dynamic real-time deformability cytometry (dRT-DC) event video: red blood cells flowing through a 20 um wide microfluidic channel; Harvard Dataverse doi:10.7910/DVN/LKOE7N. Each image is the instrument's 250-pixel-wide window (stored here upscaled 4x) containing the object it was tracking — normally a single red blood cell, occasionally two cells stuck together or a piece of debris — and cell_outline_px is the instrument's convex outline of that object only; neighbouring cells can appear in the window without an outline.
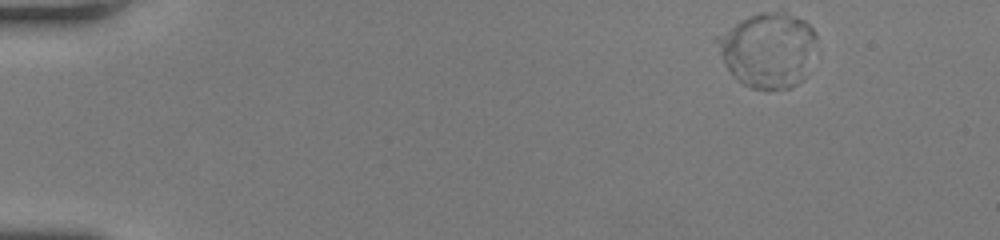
{"species": "human", "species_latin": "Homo sapiens", "temperature_condition": "room temperature", "stored_images_in_passage": 46, "camera_frame_rate_fps": 3000, "um_per_image_px": 0.085, "donor": {"sex": "female"}, "frame": {"image": 1, "passage_image": 1, "time_ms": 0.0, "image_size_px": [1000, 240], "cell_outline_px": [[816, 40], [804, 80], [792, 88], [752, 88], [744, 84], [724, 64], [716, 40], [716, 36], [740, 20], [760, 12], [776, 12], [796, 16], [804, 20], [816, 32]], "centroid_in_image_um": [65.3, 4.23], "position_along_channel_um": 19.7, "area_um2": 42.71}}
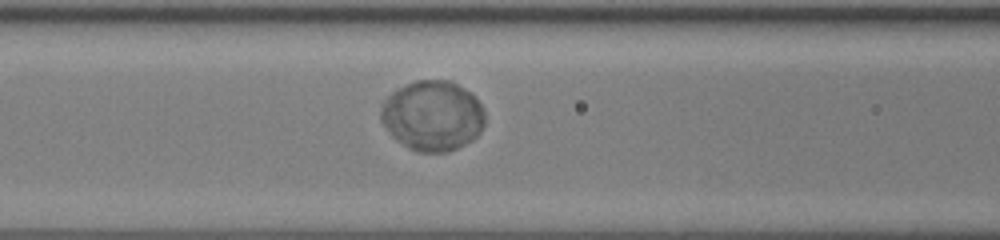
{"frame": {"image": 2, "passage_image": 18, "time_ms": 5.667, "image_size_px": [1000, 240], "cell_outline_px": [[484, 124], [480, 132], [472, 140], [448, 152], [416, 152], [408, 148], [396, 140], [388, 132], [380, 120], [380, 112], [384, 100], [392, 92], [416, 80], [448, 80], [472, 92], [480, 104], [484, 112]], "centroid_in_image_um": [36.75, 9.85], "position_along_channel_um": 129.8, "area_um2": 42.6}}
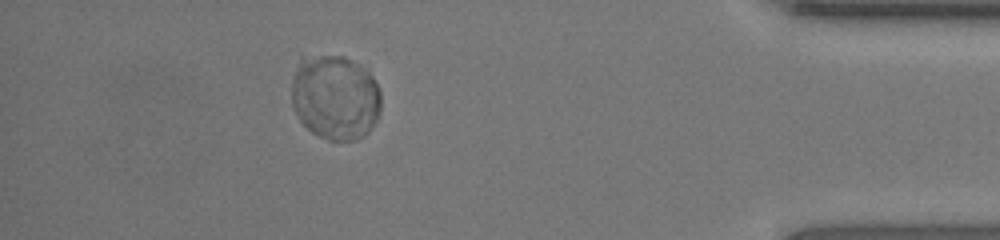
{"frame": {"image": 3, "passage_image": 41, "time_ms": 13.333, "image_size_px": [1000, 240], "cell_outline_px": [[380, 108], [376, 120], [368, 132], [364, 136], [356, 140], [328, 140], [312, 132], [300, 120], [292, 104], [292, 76], [300, 56], [344, 56], [360, 64], [372, 76], [380, 88]], "centroid_in_image_um": [28.48, 8.25], "position_along_channel_um": 406.7, "area_um2": 44.51}, "authors_computed_cell_mechanics": {"area_um2": 42.6564, "velocity_mm_per_s": 4.1346, "shape_relaxation_time_tau1_ms": 1.285, "shape_relaxation_time_tau2_ms": null, "deformation_change_tau1": 0.0318, "deformation_change_tau2": null}}